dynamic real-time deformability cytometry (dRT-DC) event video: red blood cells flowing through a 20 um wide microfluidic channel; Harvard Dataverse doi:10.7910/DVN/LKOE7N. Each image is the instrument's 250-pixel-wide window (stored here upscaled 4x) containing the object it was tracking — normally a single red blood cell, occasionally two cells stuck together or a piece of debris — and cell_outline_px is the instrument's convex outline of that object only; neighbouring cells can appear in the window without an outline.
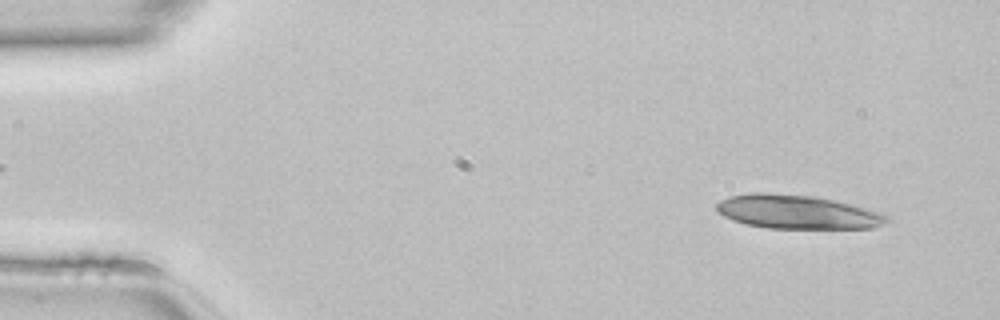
{"species": "common noctule bat (a hibernating species)", "species_latin": "Nyctalus noctula", "temperature_condition": "room temperature", "stored_images_in_passage": 46, "segment_of_instrument_passage": [1, 2], "camera_frame_rate_fps": 3000, "um_per_image_px": 0.085, "animal": {"sex": "female", "body_mass_g": 22.7, "forearm_length_mm": 54.2}, "frame": {"image": 1, "passage_image": 3, "time_ms": 0.667, "image_size_px": [1000, 320], "cell_outline_px": [[892, 220], [876, 228], [768, 228], [744, 224], [732, 220], [716, 212], [716, 204], [720, 200], [728, 196], [752, 192], [764, 192], [812, 196], [836, 200], [880, 212], [888, 216]], "centroid_in_image_um": [67.75, 18.01], "position_along_channel_um": 17.2, "area_um2": 33.87}}